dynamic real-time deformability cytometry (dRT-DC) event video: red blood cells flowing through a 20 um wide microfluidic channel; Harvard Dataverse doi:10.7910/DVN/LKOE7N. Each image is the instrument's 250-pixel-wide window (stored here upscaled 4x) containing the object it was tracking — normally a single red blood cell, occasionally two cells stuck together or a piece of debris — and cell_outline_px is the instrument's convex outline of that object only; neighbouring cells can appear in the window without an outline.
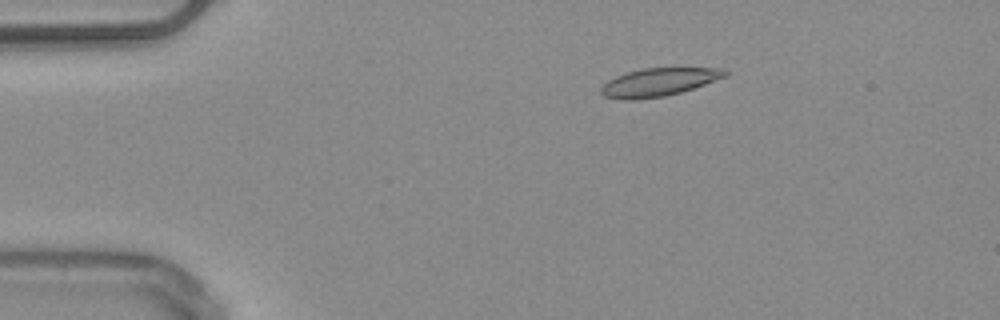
{"species": "common noctule bat (a hibernating species)", "species_latin": "Nyctalus noctula", "temperature_condition": "warm", "stored_images_in_passage": 18, "camera_frame_rate_fps": 3000, "um_per_image_px": 0.085, "animal": {"sex": "male", "body_mass_g": 20.4}, "frame": {"image": 1, "passage_image": 9, "time_ms": 2.667, "image_size_px": [1000, 320], "cell_outline_px": [[728, 76], [680, 92], [664, 96], [636, 100], [620, 100], [604, 96], [600, 92], [600, 88], [608, 80], [616, 76], [628, 72], [644, 68], [724, 68], [728, 72]], "centroid_in_image_um": [55.97, 6.99], "position_along_channel_um": 29.0, "area_um2": 20.23}}
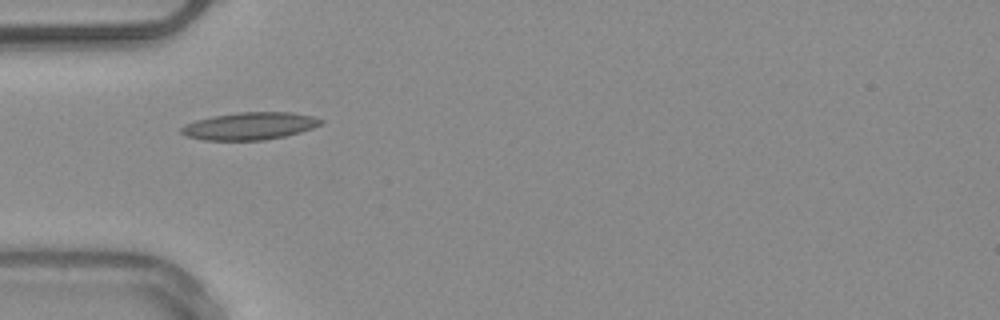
{"frame": {"image": 2, "passage_image": 16, "time_ms": 5.0, "image_size_px": [1000, 320], "cell_outline_px": [[324, 120], [320, 124], [312, 128], [300, 132], [284, 136], [264, 140], [204, 140], [188, 136], [180, 132], [180, 128], [184, 124], [196, 120], [212, 116], [240, 112], [292, 112], [312, 116]], "centroid_in_image_um": [21.21, 10.7], "position_along_channel_um": 63.8, "area_um2": 22.2}}